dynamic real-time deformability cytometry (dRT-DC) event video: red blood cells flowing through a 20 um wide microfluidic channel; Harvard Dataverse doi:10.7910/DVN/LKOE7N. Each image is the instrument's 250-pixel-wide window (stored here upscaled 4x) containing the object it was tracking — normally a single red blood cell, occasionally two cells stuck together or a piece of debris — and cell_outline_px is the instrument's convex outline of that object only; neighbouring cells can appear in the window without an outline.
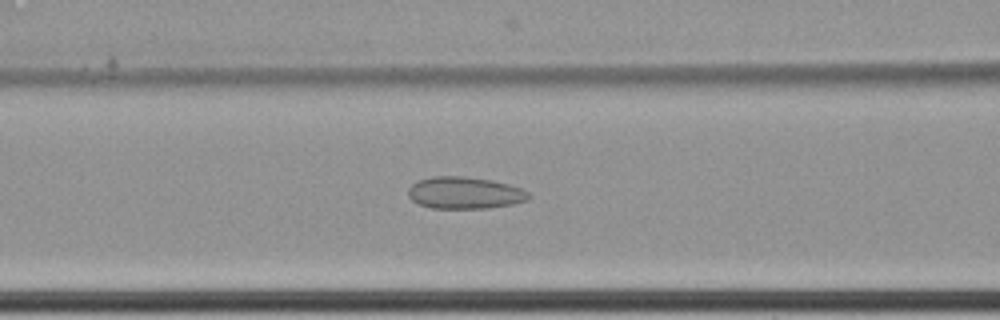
{"species": "common noctule bat (a hibernating species)", "species_latin": "Nyctalus noctula", "temperature_condition": "cold", "stored_images_in_passage": 64, "camera_frame_rate_fps": 3000, "um_per_image_px": 0.085, "animal": {"sex": "female", "body_mass_g": 22.7, "forearm_length_mm": 54.2}, "frame": {"image": 1, "passage_image": 30, "time_ms": 9.667, "image_size_px": [1000, 320], "cell_outline_px": [[532, 196], [528, 200], [512, 204], [488, 208], [432, 208], [420, 204], [412, 200], [408, 196], [408, 188], [412, 184], [420, 180], [432, 176], [464, 176], [492, 180], [508, 184], [520, 188], [528, 192]], "centroid_in_image_um": [39.51, 16.39], "position_along_channel_um": 127.1, "area_um2": 22.43}}
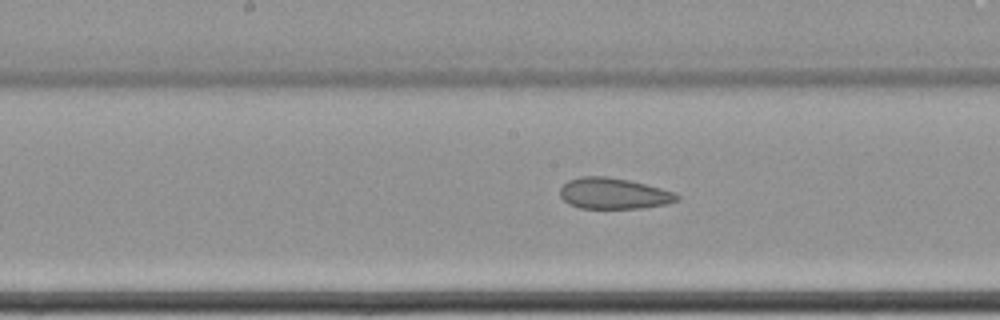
{"frame": {"image": 2, "passage_image": 36, "time_ms": 11.667, "image_size_px": [1000, 320], "cell_outline_px": [[680, 200], [664, 204], [640, 208], [580, 208], [568, 204], [560, 196], [560, 188], [568, 180], [580, 176], [604, 176], [628, 180], [676, 192], [680, 196]], "centroid_in_image_um": [52.14, 16.44], "position_along_channel_um": 196.1, "area_um2": 21.1}}
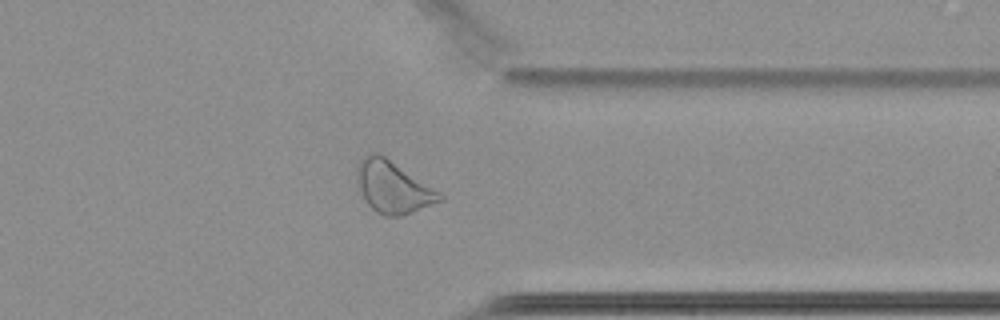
{"frame": {"image": 3, "passage_image": 52, "time_ms": 17.0, "image_size_px": [1000, 320], "cell_outline_px": [[444, 196], [440, 200], [404, 216], [384, 216], [376, 212], [368, 204], [360, 188], [356, 172], [356, 168], [360, 160], [364, 156], [372, 152], [376, 152], [384, 156], [440, 192]], "centroid_in_image_um": [33.39, 15.91], "position_along_channel_um": 378.0, "area_um2": 24.45}, "authors_computed_cell_mechanics": {"area_um2": 26.9348, "velocity_mm_per_s": 3.4478, "shape_relaxation_time_tau1_ms": null, "shape_relaxation_time_tau2_ms": 4.0956, "deformation_change_tau1": null, "deformation_change_tau2": 0.1083}}